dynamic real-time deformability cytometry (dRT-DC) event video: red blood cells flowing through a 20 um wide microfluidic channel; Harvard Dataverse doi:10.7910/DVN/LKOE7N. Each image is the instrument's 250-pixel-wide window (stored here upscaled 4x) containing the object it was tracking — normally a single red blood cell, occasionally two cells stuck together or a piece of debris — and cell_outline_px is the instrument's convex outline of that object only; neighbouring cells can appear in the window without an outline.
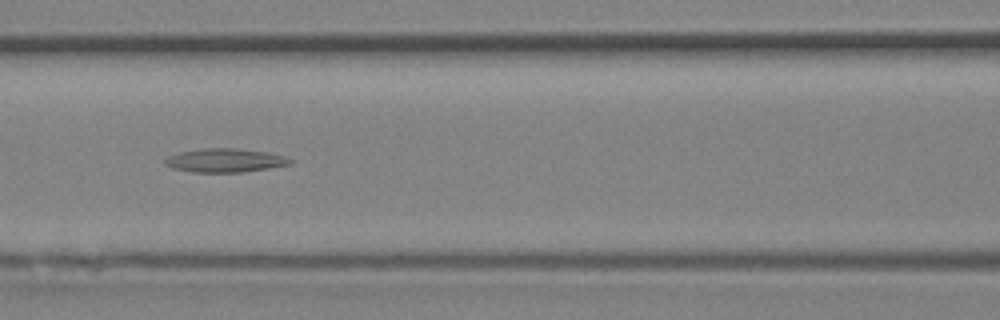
{"species": "Egyptian fruit bat (a non-hibernating species)", "species_latin": "Rousettus aegyptiacus", "temperature_condition": "room temperature", "stored_images_in_passage": 28, "camera_frame_rate_fps": 3000, "um_per_image_px": 0.085, "animal": {"sex": "female"}, "frame": {"image": 1, "passage_image": 13, "time_ms": 4.0, "image_size_px": [1000, 320], "cell_outline_px": [[292, 164], [244, 172], [192, 172], [172, 168], [164, 164], [164, 160], [168, 156], [180, 152], [204, 148], [232, 148], [264, 152], [284, 156], [292, 160]], "centroid_in_image_um": [19.09, 13.64], "position_along_channel_um": 147.5, "area_um2": 17.11}}
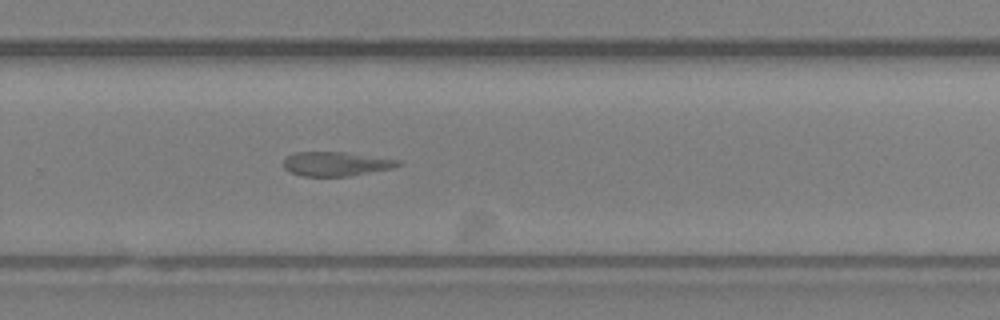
{"frame": {"image": 2, "passage_image": 21, "time_ms": 6.667, "image_size_px": [1000, 320], "cell_outline_px": [[404, 164], [392, 168], [348, 176], [304, 176], [288, 172], [284, 168], [284, 160], [292, 152], [344, 152], [404, 160]], "centroid_in_image_um": [28.59, 13.92], "position_along_channel_um": 301.2, "area_um2": 16.3}}
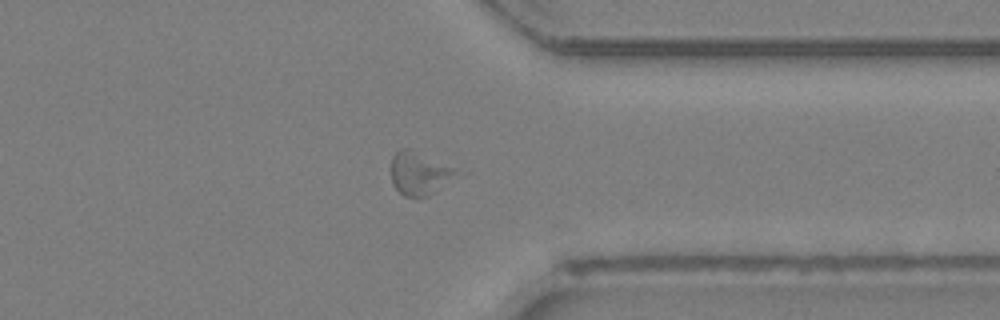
{"frame": {"image": 3, "passage_image": 25, "time_ms": 8.0, "image_size_px": [1000, 320], "cell_outline_px": [[456, 172], [436, 192], [428, 196], [404, 196], [392, 184], [392, 156], [400, 148], [412, 148], [452, 168]], "centroid_in_image_um": [35.55, 14.72], "position_along_channel_um": 375.8, "area_um2": 15.78}}